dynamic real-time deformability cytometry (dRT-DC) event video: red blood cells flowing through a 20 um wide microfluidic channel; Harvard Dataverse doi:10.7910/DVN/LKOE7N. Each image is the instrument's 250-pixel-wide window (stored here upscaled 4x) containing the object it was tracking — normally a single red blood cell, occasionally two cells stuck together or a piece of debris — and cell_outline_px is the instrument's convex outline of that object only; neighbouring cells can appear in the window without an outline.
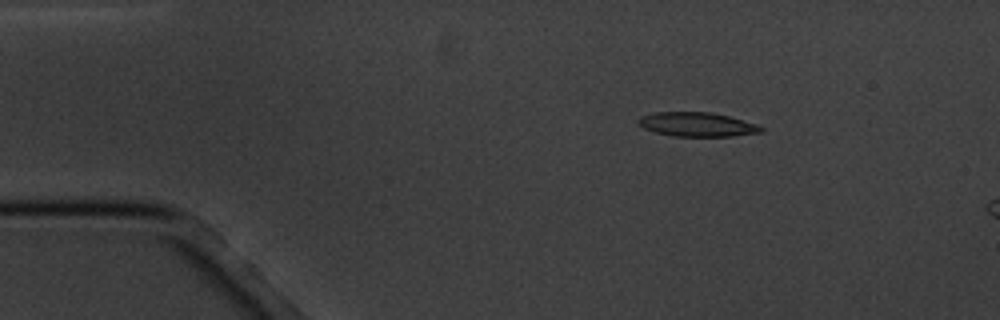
{"species": "common noctule bat (a hibernating species)", "species_latin": "Nyctalus noctula", "temperature_condition": "cold", "stored_images_in_passage": 6, "camera_frame_rate_fps": 3000, "um_per_image_px": 0.085, "animal": {"sex": "male", "body_mass_g": 20.1, "forearm_length_mm": 53.5}, "frame": {"image": 1, "passage_image": 3, "time_ms": 2.333, "image_size_px": [1000, 320], "cell_outline_px": [[764, 132], [732, 136], [672, 136], [656, 132], [644, 128], [636, 120], [640, 116], [656, 112], [712, 112], [760, 124], [764, 128]], "centroid_in_image_um": [59.3, 10.57], "position_along_channel_um": 25.7, "area_um2": 17.4}}
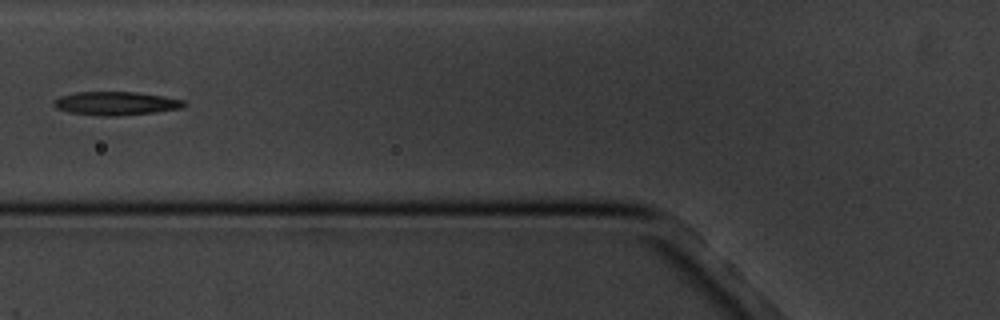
{"frame": {"image": 2, "passage_image": 6, "time_ms": 6.667, "image_size_px": [1000, 320], "cell_outline_px": [[188, 104], [184, 108], [156, 112], [116, 116], [104, 116], [68, 112], [56, 108], [52, 104], [52, 100], [60, 96], [76, 92], [136, 92], [164, 96], [184, 100]], "centroid_in_image_um": [9.87, 8.79], "position_along_channel_um": 115.9, "area_um2": 18.03}}